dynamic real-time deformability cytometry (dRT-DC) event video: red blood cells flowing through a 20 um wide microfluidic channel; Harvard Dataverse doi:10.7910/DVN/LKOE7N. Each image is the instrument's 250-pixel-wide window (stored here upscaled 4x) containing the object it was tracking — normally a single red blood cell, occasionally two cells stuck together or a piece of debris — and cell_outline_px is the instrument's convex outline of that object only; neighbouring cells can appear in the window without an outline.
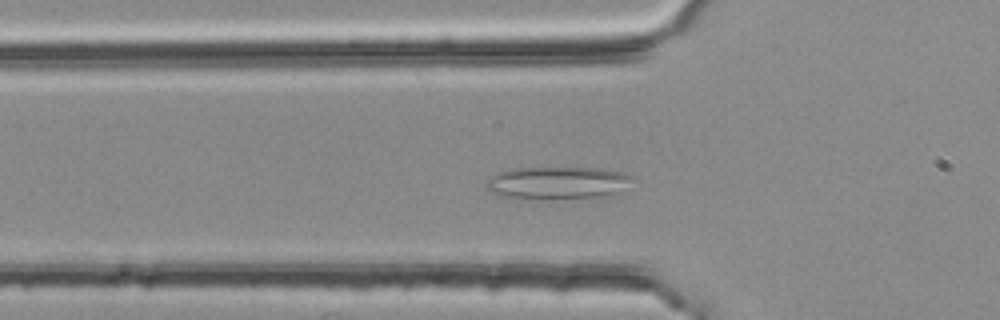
{"species": "common noctule bat (a hibernating species)", "species_latin": "Nyctalus noctula", "temperature_condition": "room temperature", "stored_images_in_passage": 39, "camera_frame_rate_fps": 3000, "um_per_image_px": 0.085, "animal": {"sex": "female", "body_mass_g": 25.1}, "frame": {"image": 1, "passage_image": 6, "time_ms": 1.667, "image_size_px": [1000, 320], "cell_outline_px": [[632, 180], [620, 196], [504, 196], [492, 192], [484, 184], [496, 172], [516, 168], [604, 168], [624, 172], [632, 176]], "centroid_in_image_um": [47.52, 15.49], "position_along_channel_um": 78.3, "area_um2": 26.82}}
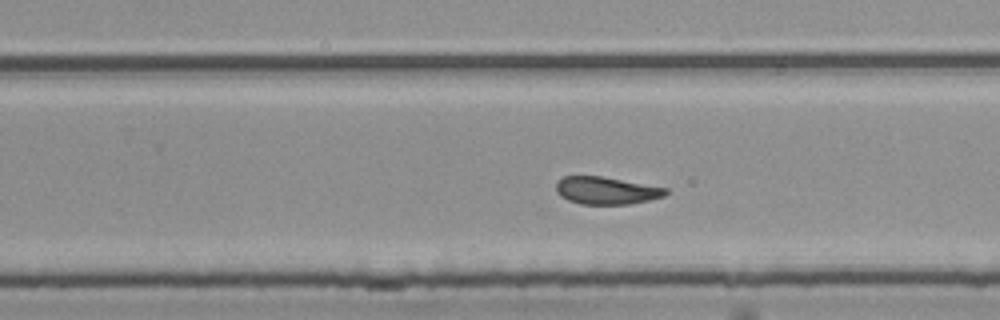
{"frame": {"image": 2, "passage_image": 22, "time_ms": 7.0, "image_size_px": [1000, 320], "cell_outline_px": [[668, 192], [664, 196], [648, 200], [628, 204], [580, 204], [568, 200], [560, 196], [556, 192], [556, 180], [564, 176], [600, 176], [668, 188]], "centroid_in_image_um": [51.5, 16.19], "position_along_channel_um": 278.3, "area_um2": 17.51}}
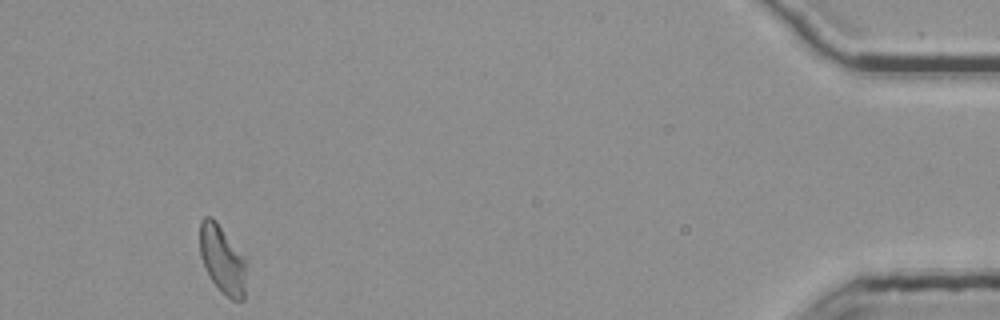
{"frame": {"image": 3, "passage_image": 39, "time_ms": 12.667, "image_size_px": [1000, 320], "cell_outline_px": [[248, 260], [244, 300], [232, 300], [212, 280], [200, 256], [200, 220], [204, 216], [212, 216], [216, 220]], "centroid_in_image_um": [18.95, 22.01], "position_along_channel_um": 416.3, "area_um2": 18.67}, "authors_computed_cell_mechanics": {"area_um2": 18.6116, "velocity_mm_per_s": 3.7447, "shape_relaxation_time_tau1_ms": 8.2232, "shape_relaxation_time_tau2_ms": 1.9217, "deformation_change_tau1": 0.1647, "deformation_change_tau2": 0.0922}}